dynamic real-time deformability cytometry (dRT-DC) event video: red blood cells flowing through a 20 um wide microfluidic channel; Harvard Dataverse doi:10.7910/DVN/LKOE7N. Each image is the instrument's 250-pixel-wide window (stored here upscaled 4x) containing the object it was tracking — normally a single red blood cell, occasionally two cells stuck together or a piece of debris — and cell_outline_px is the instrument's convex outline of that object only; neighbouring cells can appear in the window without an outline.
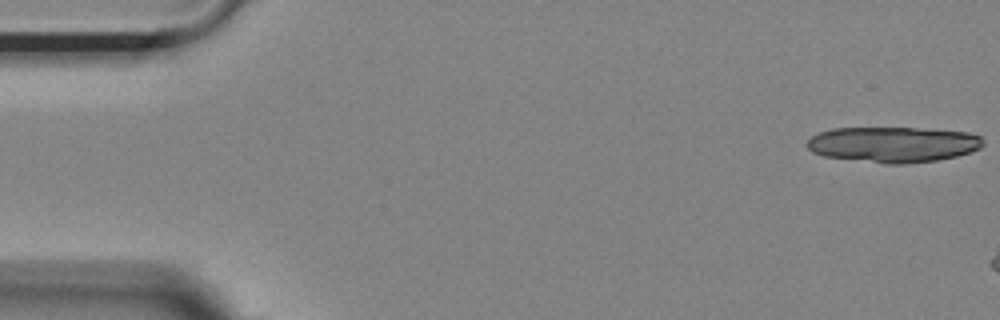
{"species": "Egyptian fruit bat (a non-hibernating species)", "species_latin": "Rousettus aegyptiacus", "temperature_condition": "room temperature", "stored_images_in_passage": 10, "camera_frame_rate_fps": 3000, "um_per_image_px": 0.085, "animal": {"sex": "female"}, "frame": {"image": 1, "passage_image": 1, "time_ms": 0.0, "image_size_px": [1000, 320], "cell_outline_px": [[984, 144], [980, 148], [956, 156], [936, 160], [908, 164], [884, 164], [824, 156], [812, 152], [808, 148], [808, 140], [812, 136], [820, 132], [832, 128], [916, 128], [968, 132], [980, 136], [984, 140]], "centroid_in_image_um": [75.92, 12.28], "position_along_channel_um": 9.1, "area_um2": 36.53}}